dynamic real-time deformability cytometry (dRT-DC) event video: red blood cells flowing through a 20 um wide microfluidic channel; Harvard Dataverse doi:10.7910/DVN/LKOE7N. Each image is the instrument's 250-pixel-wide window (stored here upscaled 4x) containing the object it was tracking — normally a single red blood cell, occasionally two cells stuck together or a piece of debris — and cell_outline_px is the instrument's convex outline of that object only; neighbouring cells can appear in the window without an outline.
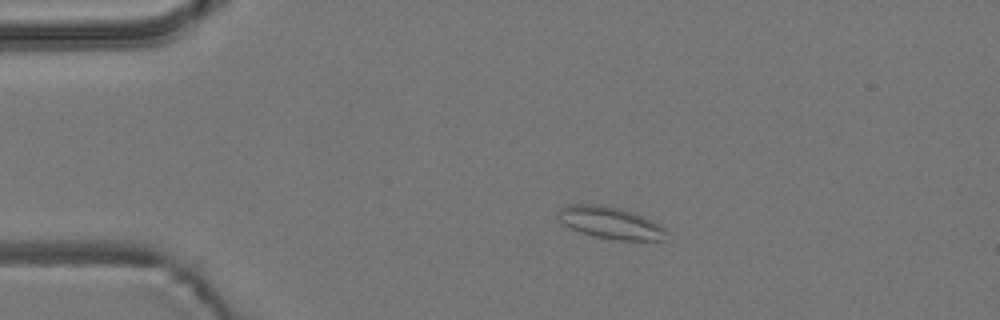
{"species": "common noctule bat (a hibernating species)", "species_latin": "Nyctalus noctula", "temperature_condition": "room temperature", "stored_images_in_passage": 9, "camera_frame_rate_fps": 3000, "um_per_image_px": 0.085, "animal": {"sex": "male", "body_mass_g": 19.2, "forearm_length_mm": 51.8}, "frame": {"image": 1, "passage_image": 2, "time_ms": 1.333, "image_size_px": [1000, 320], "cell_outline_px": [[668, 240], [616, 240], [596, 236], [580, 232], [564, 224], [560, 220], [556, 212], [560, 208], [568, 204], [600, 204], [632, 212], [644, 216], [660, 224], [668, 232]], "centroid_in_image_um": [51.92, 18.94], "position_along_channel_um": 33.1, "area_um2": 20.23}}
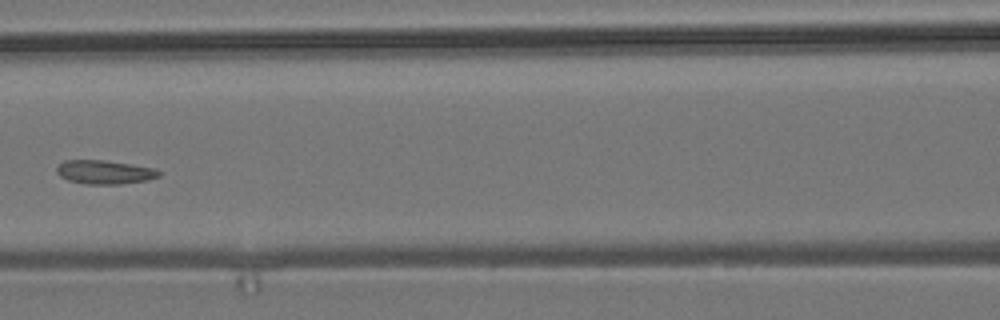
{"frame": {"image": 2, "passage_image": 6, "time_ms": 6.0, "image_size_px": [1000, 320], "cell_outline_px": [[160, 176], [148, 180], [120, 184], [84, 184], [68, 180], [60, 176], [56, 172], [56, 168], [64, 160], [104, 160], [132, 164], [156, 168], [160, 172]], "centroid_in_image_um": [8.9, 14.63], "position_along_channel_um": 157.7, "area_um2": 14.28}}
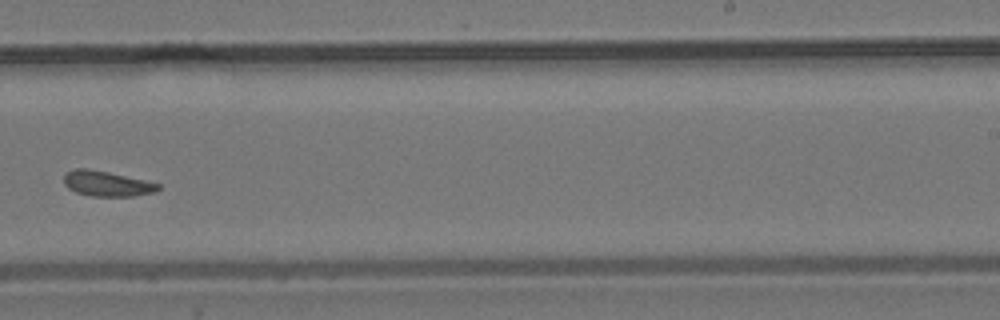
{"frame": {"image": 3, "passage_image": 9, "time_ms": 9.333, "image_size_px": [1000, 320], "cell_outline_px": [[160, 188], [156, 192], [132, 196], [92, 196], [76, 192], [68, 188], [64, 184], [64, 172], [76, 168], [84, 168], [108, 172], [144, 180], [160, 184]], "centroid_in_image_um": [9.06, 15.61], "position_along_channel_um": 279.9, "area_um2": 13.81}}